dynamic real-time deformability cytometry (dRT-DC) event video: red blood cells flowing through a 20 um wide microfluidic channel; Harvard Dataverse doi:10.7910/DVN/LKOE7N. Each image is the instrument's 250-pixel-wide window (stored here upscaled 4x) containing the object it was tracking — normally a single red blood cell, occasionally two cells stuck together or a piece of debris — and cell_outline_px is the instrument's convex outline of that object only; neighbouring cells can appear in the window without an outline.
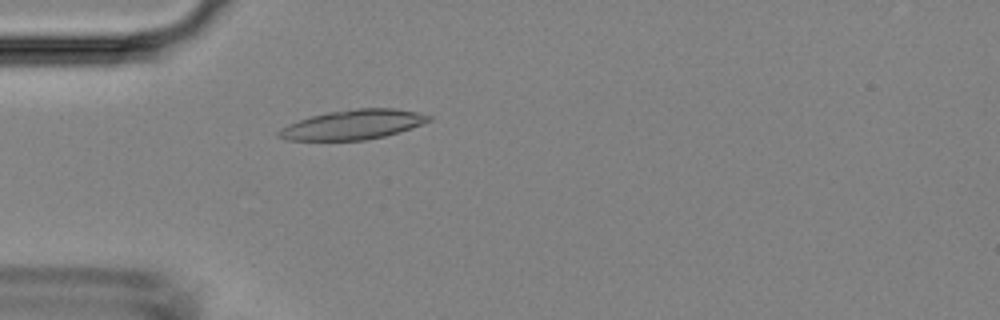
{"species": "Egyptian fruit bat (a non-hibernating species)", "species_latin": "Rousettus aegyptiacus", "temperature_condition": "room temperature", "stored_images_in_passage": 5, "camera_frame_rate_fps": 3000, "um_per_image_px": 0.085, "animal": {"sex": "female"}, "frame": {"image": 1, "passage_image": 5, "time_ms": 4.333, "image_size_px": [1000, 320], "cell_outline_px": [[432, 120], [412, 128], [400, 132], [384, 136], [364, 140], [284, 140], [276, 136], [276, 132], [280, 128], [288, 124], [312, 116], [328, 112], [356, 108], [396, 108], [416, 112], [432, 116]], "centroid_in_image_um": [30.0, 10.59], "position_along_channel_um": 55.0, "area_um2": 25.95}}